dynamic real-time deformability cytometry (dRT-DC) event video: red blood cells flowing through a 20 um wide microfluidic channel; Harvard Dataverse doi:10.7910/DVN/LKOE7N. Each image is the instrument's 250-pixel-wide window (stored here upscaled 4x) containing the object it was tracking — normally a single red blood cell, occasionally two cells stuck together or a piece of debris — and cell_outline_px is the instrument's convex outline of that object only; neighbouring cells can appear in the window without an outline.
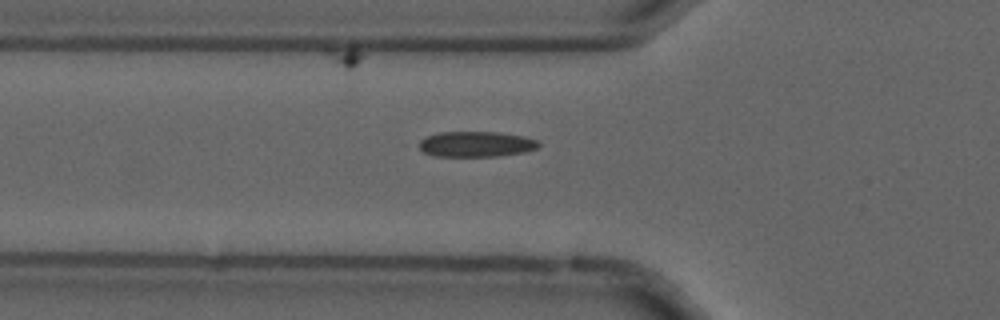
{"species": "common noctule bat (a hibernating species)", "species_latin": "Nyctalus noctula", "temperature_condition": "cold", "stored_images_in_passage": 40, "camera_frame_rate_fps": 3000, "um_per_image_px": 0.085, "animal": {"sex": "male", "forearm_length_mm": 52.5}, "frame": {"image": 1, "passage_image": 3, "time_ms": 0.667, "image_size_px": [1000, 320], "cell_outline_px": [[540, 144], [536, 148], [524, 152], [496, 156], [436, 156], [424, 152], [420, 148], [420, 140], [428, 136], [440, 132], [496, 132], [524, 136], [536, 140]], "centroid_in_image_um": [40.47, 12.25], "position_along_channel_um": 85.3, "area_um2": 17.51}}
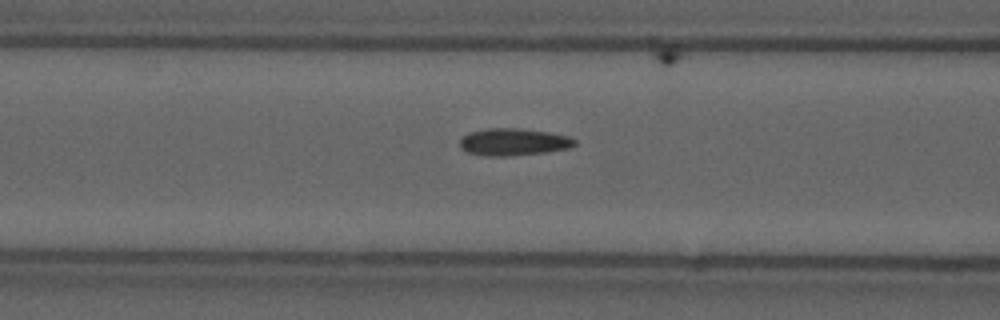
{"frame": {"image": 2, "passage_image": 6, "time_ms": 1.667, "image_size_px": [1000, 320], "cell_outline_px": [[576, 144], [568, 148], [548, 152], [508, 156], [484, 156], [468, 152], [460, 148], [460, 140], [464, 136], [472, 132], [488, 128], [520, 128], [548, 132], [568, 136], [576, 140]], "centroid_in_image_um": [43.66, 12.07], "position_along_channel_um": 122.9, "area_um2": 18.15}}
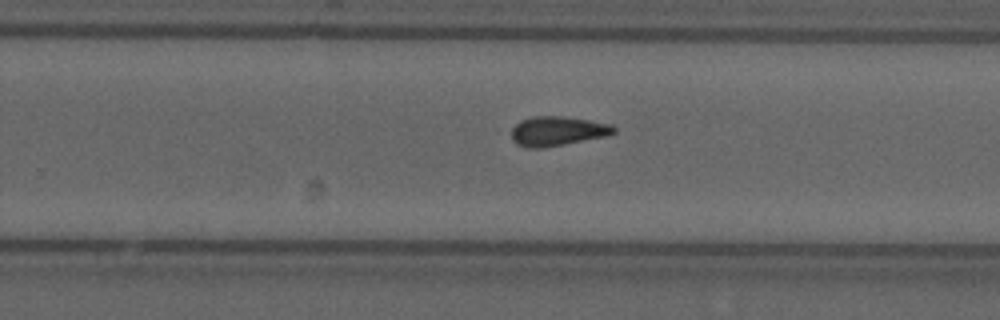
{"frame": {"image": 3, "passage_image": 19, "time_ms": 6.0, "image_size_px": [1000, 320], "cell_outline_px": [[616, 132], [608, 136], [544, 148], [528, 148], [516, 144], [512, 140], [512, 128], [520, 120], [532, 116], [564, 116], [612, 124], [616, 128]], "centroid_in_image_um": [47.39, 11.14], "position_along_channel_um": 282.4, "area_um2": 17.8}}